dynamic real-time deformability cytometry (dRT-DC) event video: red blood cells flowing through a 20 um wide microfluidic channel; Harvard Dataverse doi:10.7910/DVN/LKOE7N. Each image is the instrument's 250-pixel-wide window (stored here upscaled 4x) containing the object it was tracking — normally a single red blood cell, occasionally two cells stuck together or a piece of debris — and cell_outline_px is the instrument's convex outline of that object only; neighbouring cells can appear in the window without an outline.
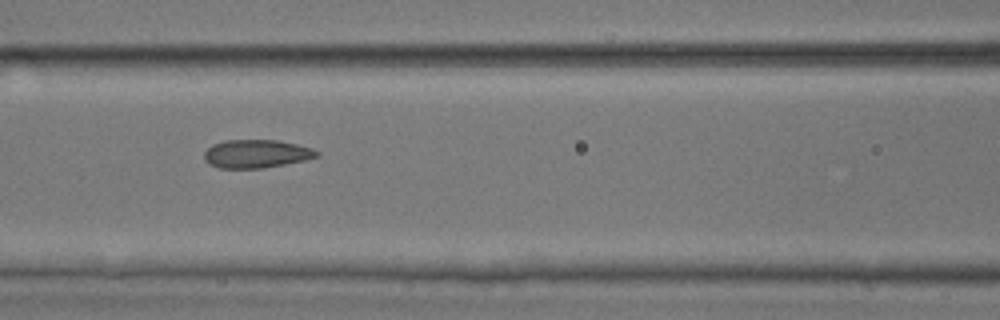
{"species": "common noctule bat (a hibernating species)", "species_latin": "Nyctalus noctula", "temperature_condition": "room temperature", "stored_images_in_passage": 36, "camera_frame_rate_fps": 3000, "um_per_image_px": 0.085, "animal": {"sex": "male", "body_mass_g": 17.9, "forearm_length_mm": 54.2}, "frame": {"image": 1, "passage_image": 10, "time_ms": 3.0, "image_size_px": [1000, 320], "cell_outline_px": [[320, 156], [304, 160], [264, 168], [220, 168], [208, 164], [204, 160], [204, 152], [212, 144], [224, 140], [276, 140], [296, 144], [312, 148], [320, 152]], "centroid_in_image_um": [21.77, 13.07], "position_along_channel_um": 144.8, "area_um2": 18.61}}
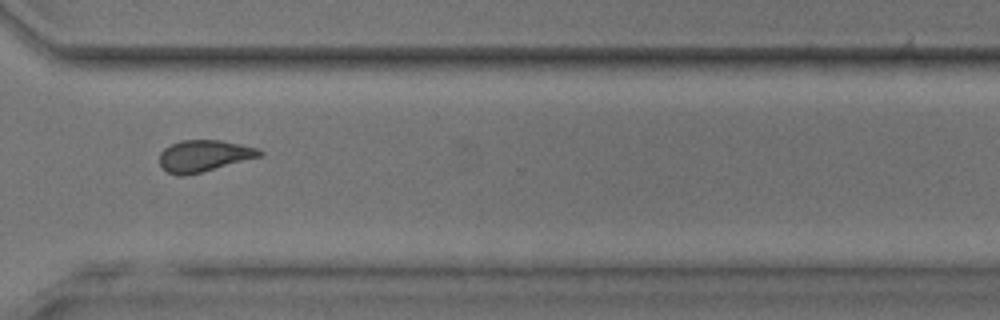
{"frame": {"image": 2, "passage_image": 25, "time_ms": 8.0, "image_size_px": [1000, 320], "cell_outline_px": [[264, 152], [260, 156], [200, 172], [184, 176], [176, 176], [168, 172], [160, 164], [160, 152], [164, 148], [180, 140], [220, 140], [240, 144], [256, 148]], "centroid_in_image_um": [17.3, 13.24], "position_along_channel_um": 353.3, "area_um2": 18.09}}
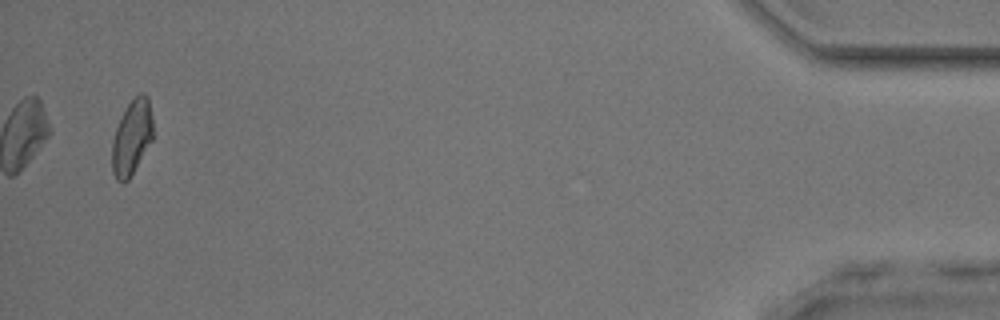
{"frame": {"image": 3, "passage_image": 36, "time_ms": 11.667, "image_size_px": [1000, 320], "cell_outline_px": [[152, 140], [128, 180], [124, 184], [116, 180], [112, 172], [112, 140], [116, 128], [124, 108], [140, 92], [144, 92], [148, 96], [152, 116]], "centroid_in_image_um": [11.19, 11.67], "position_along_channel_um": 424.0, "area_um2": 17.92}, "authors_computed_cell_mechanics": {"area_um2": 18.4093, "velocity_mm_per_s": 4.1686, "shape_relaxation_time_tau1_ms": null, "shape_relaxation_time_tau2_ms": 1.5107, "deformation_change_tau1": null, "deformation_change_tau2": 0.0969}}